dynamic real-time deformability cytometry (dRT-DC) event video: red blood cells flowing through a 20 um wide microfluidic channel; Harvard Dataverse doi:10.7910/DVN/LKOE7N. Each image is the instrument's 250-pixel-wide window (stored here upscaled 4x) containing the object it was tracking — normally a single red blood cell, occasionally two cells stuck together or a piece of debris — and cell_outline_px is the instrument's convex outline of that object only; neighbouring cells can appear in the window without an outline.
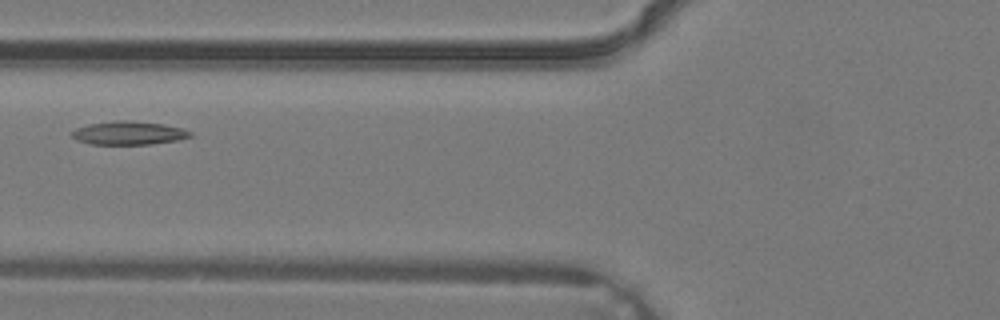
{"species": "common noctule bat (a hibernating species)", "species_latin": "Nyctalus noctula", "temperature_condition": "warm", "stored_images_in_passage": 2, "camera_frame_rate_fps": 3000, "um_per_image_px": 0.085, "animal": {"sex": "male", "body_mass_g": 19.2, "forearm_length_mm": 51.8}, "frame": {"image": 1, "passage_image": 2, "time_ms": 0.333, "image_size_px": [1000, 320], "cell_outline_px": [[192, 136], [176, 140], [148, 144], [92, 144], [76, 140], [68, 132], [76, 128], [88, 124], [116, 120], [128, 120], [164, 124], [184, 128], [192, 132]], "centroid_in_image_um": [10.91, 11.29], "position_along_channel_um": 114.9, "area_um2": 16.24}}